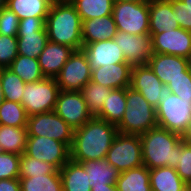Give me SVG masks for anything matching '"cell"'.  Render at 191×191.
Wrapping results in <instances>:
<instances>
[{
	"label": "cell",
	"mask_w": 191,
	"mask_h": 191,
	"mask_svg": "<svg viewBox=\"0 0 191 191\" xmlns=\"http://www.w3.org/2000/svg\"><path fill=\"white\" fill-rule=\"evenodd\" d=\"M118 133L115 124L94 116L82 127L74 130L70 159L78 163L106 159L107 152Z\"/></svg>",
	"instance_id": "obj_1"
},
{
	"label": "cell",
	"mask_w": 191,
	"mask_h": 191,
	"mask_svg": "<svg viewBox=\"0 0 191 191\" xmlns=\"http://www.w3.org/2000/svg\"><path fill=\"white\" fill-rule=\"evenodd\" d=\"M45 24L49 41L82 49V20L69 1H53Z\"/></svg>",
	"instance_id": "obj_2"
},
{
	"label": "cell",
	"mask_w": 191,
	"mask_h": 191,
	"mask_svg": "<svg viewBox=\"0 0 191 191\" xmlns=\"http://www.w3.org/2000/svg\"><path fill=\"white\" fill-rule=\"evenodd\" d=\"M183 137L161 127L140 135L143 165L149 170L159 167H176Z\"/></svg>",
	"instance_id": "obj_3"
},
{
	"label": "cell",
	"mask_w": 191,
	"mask_h": 191,
	"mask_svg": "<svg viewBox=\"0 0 191 191\" xmlns=\"http://www.w3.org/2000/svg\"><path fill=\"white\" fill-rule=\"evenodd\" d=\"M119 133L141 135L158 126L156 108L143 95L126 88V108L122 120L116 125Z\"/></svg>",
	"instance_id": "obj_4"
},
{
	"label": "cell",
	"mask_w": 191,
	"mask_h": 191,
	"mask_svg": "<svg viewBox=\"0 0 191 191\" xmlns=\"http://www.w3.org/2000/svg\"><path fill=\"white\" fill-rule=\"evenodd\" d=\"M158 127L177 133L182 137L191 123V100L170 94L163 97L156 107Z\"/></svg>",
	"instance_id": "obj_5"
},
{
	"label": "cell",
	"mask_w": 191,
	"mask_h": 191,
	"mask_svg": "<svg viewBox=\"0 0 191 191\" xmlns=\"http://www.w3.org/2000/svg\"><path fill=\"white\" fill-rule=\"evenodd\" d=\"M55 78L25 84L21 104L29 116L54 111L60 92Z\"/></svg>",
	"instance_id": "obj_6"
},
{
	"label": "cell",
	"mask_w": 191,
	"mask_h": 191,
	"mask_svg": "<svg viewBox=\"0 0 191 191\" xmlns=\"http://www.w3.org/2000/svg\"><path fill=\"white\" fill-rule=\"evenodd\" d=\"M106 160L119 172L141 167L143 159L140 135L118 133L107 152Z\"/></svg>",
	"instance_id": "obj_7"
},
{
	"label": "cell",
	"mask_w": 191,
	"mask_h": 191,
	"mask_svg": "<svg viewBox=\"0 0 191 191\" xmlns=\"http://www.w3.org/2000/svg\"><path fill=\"white\" fill-rule=\"evenodd\" d=\"M112 15L118 31L149 34V3L116 2Z\"/></svg>",
	"instance_id": "obj_8"
},
{
	"label": "cell",
	"mask_w": 191,
	"mask_h": 191,
	"mask_svg": "<svg viewBox=\"0 0 191 191\" xmlns=\"http://www.w3.org/2000/svg\"><path fill=\"white\" fill-rule=\"evenodd\" d=\"M74 130L54 111L28 117V136H44L65 143L69 148L73 143Z\"/></svg>",
	"instance_id": "obj_9"
},
{
	"label": "cell",
	"mask_w": 191,
	"mask_h": 191,
	"mask_svg": "<svg viewBox=\"0 0 191 191\" xmlns=\"http://www.w3.org/2000/svg\"><path fill=\"white\" fill-rule=\"evenodd\" d=\"M24 154L54 165L60 170L70 160V148L44 136H27Z\"/></svg>",
	"instance_id": "obj_10"
},
{
	"label": "cell",
	"mask_w": 191,
	"mask_h": 191,
	"mask_svg": "<svg viewBox=\"0 0 191 191\" xmlns=\"http://www.w3.org/2000/svg\"><path fill=\"white\" fill-rule=\"evenodd\" d=\"M91 68L84 51L74 50L55 78L60 90L81 91L91 80Z\"/></svg>",
	"instance_id": "obj_11"
},
{
	"label": "cell",
	"mask_w": 191,
	"mask_h": 191,
	"mask_svg": "<svg viewBox=\"0 0 191 191\" xmlns=\"http://www.w3.org/2000/svg\"><path fill=\"white\" fill-rule=\"evenodd\" d=\"M130 87L140 92L153 106L157 107L171 90L154 74L148 64L135 65L131 69Z\"/></svg>",
	"instance_id": "obj_12"
},
{
	"label": "cell",
	"mask_w": 191,
	"mask_h": 191,
	"mask_svg": "<svg viewBox=\"0 0 191 191\" xmlns=\"http://www.w3.org/2000/svg\"><path fill=\"white\" fill-rule=\"evenodd\" d=\"M54 112L73 129L82 127L94 117L89 111L80 91L61 90L55 104Z\"/></svg>",
	"instance_id": "obj_13"
},
{
	"label": "cell",
	"mask_w": 191,
	"mask_h": 191,
	"mask_svg": "<svg viewBox=\"0 0 191 191\" xmlns=\"http://www.w3.org/2000/svg\"><path fill=\"white\" fill-rule=\"evenodd\" d=\"M113 39L123 51L126 62L131 66L148 64V60L153 55L150 34L134 35L117 31Z\"/></svg>",
	"instance_id": "obj_14"
},
{
	"label": "cell",
	"mask_w": 191,
	"mask_h": 191,
	"mask_svg": "<svg viewBox=\"0 0 191 191\" xmlns=\"http://www.w3.org/2000/svg\"><path fill=\"white\" fill-rule=\"evenodd\" d=\"M150 35L153 53L176 55L186 59L191 55V31L179 27L169 32Z\"/></svg>",
	"instance_id": "obj_15"
},
{
	"label": "cell",
	"mask_w": 191,
	"mask_h": 191,
	"mask_svg": "<svg viewBox=\"0 0 191 191\" xmlns=\"http://www.w3.org/2000/svg\"><path fill=\"white\" fill-rule=\"evenodd\" d=\"M82 50L87 56L91 70L101 66L126 62L123 51L114 39L83 44Z\"/></svg>",
	"instance_id": "obj_16"
},
{
	"label": "cell",
	"mask_w": 191,
	"mask_h": 191,
	"mask_svg": "<svg viewBox=\"0 0 191 191\" xmlns=\"http://www.w3.org/2000/svg\"><path fill=\"white\" fill-rule=\"evenodd\" d=\"M148 65L162 83L167 85L171 80L184 76L188 61L176 55L153 53L148 60Z\"/></svg>",
	"instance_id": "obj_17"
},
{
	"label": "cell",
	"mask_w": 191,
	"mask_h": 191,
	"mask_svg": "<svg viewBox=\"0 0 191 191\" xmlns=\"http://www.w3.org/2000/svg\"><path fill=\"white\" fill-rule=\"evenodd\" d=\"M131 69L128 62L101 66L92 69L91 81L112 89L127 88L130 87Z\"/></svg>",
	"instance_id": "obj_18"
},
{
	"label": "cell",
	"mask_w": 191,
	"mask_h": 191,
	"mask_svg": "<svg viewBox=\"0 0 191 191\" xmlns=\"http://www.w3.org/2000/svg\"><path fill=\"white\" fill-rule=\"evenodd\" d=\"M73 52L70 46L48 41L38 57L44 77L56 78Z\"/></svg>",
	"instance_id": "obj_19"
},
{
	"label": "cell",
	"mask_w": 191,
	"mask_h": 191,
	"mask_svg": "<svg viewBox=\"0 0 191 191\" xmlns=\"http://www.w3.org/2000/svg\"><path fill=\"white\" fill-rule=\"evenodd\" d=\"M179 28L170 0L149 2V34H161Z\"/></svg>",
	"instance_id": "obj_20"
},
{
	"label": "cell",
	"mask_w": 191,
	"mask_h": 191,
	"mask_svg": "<svg viewBox=\"0 0 191 191\" xmlns=\"http://www.w3.org/2000/svg\"><path fill=\"white\" fill-rule=\"evenodd\" d=\"M117 31L113 15L82 21L83 44L111 40Z\"/></svg>",
	"instance_id": "obj_21"
},
{
	"label": "cell",
	"mask_w": 191,
	"mask_h": 191,
	"mask_svg": "<svg viewBox=\"0 0 191 191\" xmlns=\"http://www.w3.org/2000/svg\"><path fill=\"white\" fill-rule=\"evenodd\" d=\"M88 174L91 187H105L107 184H115L120 172L106 159L86 160L82 162Z\"/></svg>",
	"instance_id": "obj_22"
},
{
	"label": "cell",
	"mask_w": 191,
	"mask_h": 191,
	"mask_svg": "<svg viewBox=\"0 0 191 191\" xmlns=\"http://www.w3.org/2000/svg\"><path fill=\"white\" fill-rule=\"evenodd\" d=\"M59 172L63 191H91L88 174L82 163L70 159Z\"/></svg>",
	"instance_id": "obj_23"
},
{
	"label": "cell",
	"mask_w": 191,
	"mask_h": 191,
	"mask_svg": "<svg viewBox=\"0 0 191 191\" xmlns=\"http://www.w3.org/2000/svg\"><path fill=\"white\" fill-rule=\"evenodd\" d=\"M48 41L47 30H18V55L38 59Z\"/></svg>",
	"instance_id": "obj_24"
},
{
	"label": "cell",
	"mask_w": 191,
	"mask_h": 191,
	"mask_svg": "<svg viewBox=\"0 0 191 191\" xmlns=\"http://www.w3.org/2000/svg\"><path fill=\"white\" fill-rule=\"evenodd\" d=\"M149 174L151 191H184L188 187L174 167L154 168Z\"/></svg>",
	"instance_id": "obj_25"
},
{
	"label": "cell",
	"mask_w": 191,
	"mask_h": 191,
	"mask_svg": "<svg viewBox=\"0 0 191 191\" xmlns=\"http://www.w3.org/2000/svg\"><path fill=\"white\" fill-rule=\"evenodd\" d=\"M53 0H5L3 3L19 18L46 19Z\"/></svg>",
	"instance_id": "obj_26"
},
{
	"label": "cell",
	"mask_w": 191,
	"mask_h": 191,
	"mask_svg": "<svg viewBox=\"0 0 191 191\" xmlns=\"http://www.w3.org/2000/svg\"><path fill=\"white\" fill-rule=\"evenodd\" d=\"M115 185L118 191H151L149 169L142 165L120 172Z\"/></svg>",
	"instance_id": "obj_27"
},
{
	"label": "cell",
	"mask_w": 191,
	"mask_h": 191,
	"mask_svg": "<svg viewBox=\"0 0 191 191\" xmlns=\"http://www.w3.org/2000/svg\"><path fill=\"white\" fill-rule=\"evenodd\" d=\"M125 108L126 88L113 89L95 117L117 125L123 118Z\"/></svg>",
	"instance_id": "obj_28"
},
{
	"label": "cell",
	"mask_w": 191,
	"mask_h": 191,
	"mask_svg": "<svg viewBox=\"0 0 191 191\" xmlns=\"http://www.w3.org/2000/svg\"><path fill=\"white\" fill-rule=\"evenodd\" d=\"M27 136V127L0 125L1 151L21 155L26 148Z\"/></svg>",
	"instance_id": "obj_29"
},
{
	"label": "cell",
	"mask_w": 191,
	"mask_h": 191,
	"mask_svg": "<svg viewBox=\"0 0 191 191\" xmlns=\"http://www.w3.org/2000/svg\"><path fill=\"white\" fill-rule=\"evenodd\" d=\"M82 21L112 15L114 0H69Z\"/></svg>",
	"instance_id": "obj_30"
},
{
	"label": "cell",
	"mask_w": 191,
	"mask_h": 191,
	"mask_svg": "<svg viewBox=\"0 0 191 191\" xmlns=\"http://www.w3.org/2000/svg\"><path fill=\"white\" fill-rule=\"evenodd\" d=\"M25 83L37 82L44 79L38 59L17 55L12 63L7 67Z\"/></svg>",
	"instance_id": "obj_31"
},
{
	"label": "cell",
	"mask_w": 191,
	"mask_h": 191,
	"mask_svg": "<svg viewBox=\"0 0 191 191\" xmlns=\"http://www.w3.org/2000/svg\"><path fill=\"white\" fill-rule=\"evenodd\" d=\"M21 191H63L60 174L19 178Z\"/></svg>",
	"instance_id": "obj_32"
},
{
	"label": "cell",
	"mask_w": 191,
	"mask_h": 191,
	"mask_svg": "<svg viewBox=\"0 0 191 191\" xmlns=\"http://www.w3.org/2000/svg\"><path fill=\"white\" fill-rule=\"evenodd\" d=\"M28 115L21 103L4 100L0 104V125L27 127Z\"/></svg>",
	"instance_id": "obj_33"
},
{
	"label": "cell",
	"mask_w": 191,
	"mask_h": 191,
	"mask_svg": "<svg viewBox=\"0 0 191 191\" xmlns=\"http://www.w3.org/2000/svg\"><path fill=\"white\" fill-rule=\"evenodd\" d=\"M0 78L4 99L21 103L26 83L8 68H0Z\"/></svg>",
	"instance_id": "obj_34"
},
{
	"label": "cell",
	"mask_w": 191,
	"mask_h": 191,
	"mask_svg": "<svg viewBox=\"0 0 191 191\" xmlns=\"http://www.w3.org/2000/svg\"><path fill=\"white\" fill-rule=\"evenodd\" d=\"M113 89L89 81L80 91L93 116H96L102 109L105 99Z\"/></svg>",
	"instance_id": "obj_35"
},
{
	"label": "cell",
	"mask_w": 191,
	"mask_h": 191,
	"mask_svg": "<svg viewBox=\"0 0 191 191\" xmlns=\"http://www.w3.org/2000/svg\"><path fill=\"white\" fill-rule=\"evenodd\" d=\"M60 174L52 164L21 154L19 165V178H29L38 175Z\"/></svg>",
	"instance_id": "obj_36"
},
{
	"label": "cell",
	"mask_w": 191,
	"mask_h": 191,
	"mask_svg": "<svg viewBox=\"0 0 191 191\" xmlns=\"http://www.w3.org/2000/svg\"><path fill=\"white\" fill-rule=\"evenodd\" d=\"M180 178L191 186V143L181 140V150L178 152L177 166L175 167Z\"/></svg>",
	"instance_id": "obj_37"
},
{
	"label": "cell",
	"mask_w": 191,
	"mask_h": 191,
	"mask_svg": "<svg viewBox=\"0 0 191 191\" xmlns=\"http://www.w3.org/2000/svg\"><path fill=\"white\" fill-rule=\"evenodd\" d=\"M20 158L15 153H0V180L19 178Z\"/></svg>",
	"instance_id": "obj_38"
},
{
	"label": "cell",
	"mask_w": 191,
	"mask_h": 191,
	"mask_svg": "<svg viewBox=\"0 0 191 191\" xmlns=\"http://www.w3.org/2000/svg\"><path fill=\"white\" fill-rule=\"evenodd\" d=\"M18 27V16L2 3L0 5V34L17 37Z\"/></svg>",
	"instance_id": "obj_39"
},
{
	"label": "cell",
	"mask_w": 191,
	"mask_h": 191,
	"mask_svg": "<svg viewBox=\"0 0 191 191\" xmlns=\"http://www.w3.org/2000/svg\"><path fill=\"white\" fill-rule=\"evenodd\" d=\"M17 55V37L0 34V67L7 68Z\"/></svg>",
	"instance_id": "obj_40"
},
{
	"label": "cell",
	"mask_w": 191,
	"mask_h": 191,
	"mask_svg": "<svg viewBox=\"0 0 191 191\" xmlns=\"http://www.w3.org/2000/svg\"><path fill=\"white\" fill-rule=\"evenodd\" d=\"M167 87L172 94L177 95L181 99L191 100V72L189 69L187 68L184 71V76L171 80Z\"/></svg>",
	"instance_id": "obj_41"
},
{
	"label": "cell",
	"mask_w": 191,
	"mask_h": 191,
	"mask_svg": "<svg viewBox=\"0 0 191 191\" xmlns=\"http://www.w3.org/2000/svg\"><path fill=\"white\" fill-rule=\"evenodd\" d=\"M173 11L176 14V21L179 27L191 31V9L188 8L181 0H170Z\"/></svg>",
	"instance_id": "obj_42"
},
{
	"label": "cell",
	"mask_w": 191,
	"mask_h": 191,
	"mask_svg": "<svg viewBox=\"0 0 191 191\" xmlns=\"http://www.w3.org/2000/svg\"><path fill=\"white\" fill-rule=\"evenodd\" d=\"M46 19L26 18L19 20L18 30H46Z\"/></svg>",
	"instance_id": "obj_43"
},
{
	"label": "cell",
	"mask_w": 191,
	"mask_h": 191,
	"mask_svg": "<svg viewBox=\"0 0 191 191\" xmlns=\"http://www.w3.org/2000/svg\"><path fill=\"white\" fill-rule=\"evenodd\" d=\"M0 191H21L19 178L1 179Z\"/></svg>",
	"instance_id": "obj_44"
},
{
	"label": "cell",
	"mask_w": 191,
	"mask_h": 191,
	"mask_svg": "<svg viewBox=\"0 0 191 191\" xmlns=\"http://www.w3.org/2000/svg\"><path fill=\"white\" fill-rule=\"evenodd\" d=\"M91 191H118L115 184H107L105 187H91Z\"/></svg>",
	"instance_id": "obj_45"
},
{
	"label": "cell",
	"mask_w": 191,
	"mask_h": 191,
	"mask_svg": "<svg viewBox=\"0 0 191 191\" xmlns=\"http://www.w3.org/2000/svg\"><path fill=\"white\" fill-rule=\"evenodd\" d=\"M183 139L189 143H191V123L187 129V132L184 134Z\"/></svg>",
	"instance_id": "obj_46"
},
{
	"label": "cell",
	"mask_w": 191,
	"mask_h": 191,
	"mask_svg": "<svg viewBox=\"0 0 191 191\" xmlns=\"http://www.w3.org/2000/svg\"><path fill=\"white\" fill-rule=\"evenodd\" d=\"M151 0H114L116 2H136V3H149Z\"/></svg>",
	"instance_id": "obj_47"
},
{
	"label": "cell",
	"mask_w": 191,
	"mask_h": 191,
	"mask_svg": "<svg viewBox=\"0 0 191 191\" xmlns=\"http://www.w3.org/2000/svg\"><path fill=\"white\" fill-rule=\"evenodd\" d=\"M2 86H1V78H0V104L4 101Z\"/></svg>",
	"instance_id": "obj_48"
},
{
	"label": "cell",
	"mask_w": 191,
	"mask_h": 191,
	"mask_svg": "<svg viewBox=\"0 0 191 191\" xmlns=\"http://www.w3.org/2000/svg\"><path fill=\"white\" fill-rule=\"evenodd\" d=\"M188 8L191 9V0H181Z\"/></svg>",
	"instance_id": "obj_49"
},
{
	"label": "cell",
	"mask_w": 191,
	"mask_h": 191,
	"mask_svg": "<svg viewBox=\"0 0 191 191\" xmlns=\"http://www.w3.org/2000/svg\"><path fill=\"white\" fill-rule=\"evenodd\" d=\"M188 61V69L191 72V55L187 58Z\"/></svg>",
	"instance_id": "obj_50"
},
{
	"label": "cell",
	"mask_w": 191,
	"mask_h": 191,
	"mask_svg": "<svg viewBox=\"0 0 191 191\" xmlns=\"http://www.w3.org/2000/svg\"><path fill=\"white\" fill-rule=\"evenodd\" d=\"M184 191H191V186H188Z\"/></svg>",
	"instance_id": "obj_51"
},
{
	"label": "cell",
	"mask_w": 191,
	"mask_h": 191,
	"mask_svg": "<svg viewBox=\"0 0 191 191\" xmlns=\"http://www.w3.org/2000/svg\"><path fill=\"white\" fill-rule=\"evenodd\" d=\"M53 1H69V0H53Z\"/></svg>",
	"instance_id": "obj_52"
}]
</instances>
